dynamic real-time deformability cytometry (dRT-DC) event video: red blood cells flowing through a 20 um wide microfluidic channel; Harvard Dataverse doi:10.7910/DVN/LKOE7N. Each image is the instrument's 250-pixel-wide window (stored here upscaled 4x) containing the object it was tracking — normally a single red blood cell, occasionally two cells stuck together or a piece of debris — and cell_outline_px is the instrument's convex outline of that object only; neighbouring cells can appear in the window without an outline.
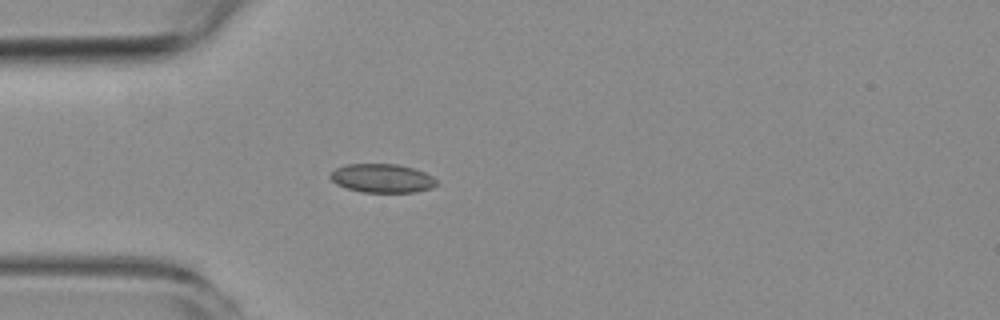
{"species": "common noctule bat (a hibernating species)", "species_latin": "Nyctalus noctula", "temperature_condition": "room temperature", "stored_images_in_passage": 1, "camera_frame_rate_fps": 3000, "um_per_image_px": 0.085, "animal": {"sex": "female", "body_mass_g": 19.3, "forearm_length_mm": 54.1}, "frame": {"image": 1, "passage_image": 1, "time_ms": 0.0, "image_size_px": [1000, 320], "cell_outline_px": [[436, 184], [432, 188], [416, 192], [360, 192], [336, 184], [328, 176], [336, 168], [344, 164], [396, 164], [412, 168], [424, 172], [432, 176], [436, 180]], "centroid_in_image_um": [32.46, 15.15], "position_along_channel_um": 52.5, "area_um2": 17.74}}